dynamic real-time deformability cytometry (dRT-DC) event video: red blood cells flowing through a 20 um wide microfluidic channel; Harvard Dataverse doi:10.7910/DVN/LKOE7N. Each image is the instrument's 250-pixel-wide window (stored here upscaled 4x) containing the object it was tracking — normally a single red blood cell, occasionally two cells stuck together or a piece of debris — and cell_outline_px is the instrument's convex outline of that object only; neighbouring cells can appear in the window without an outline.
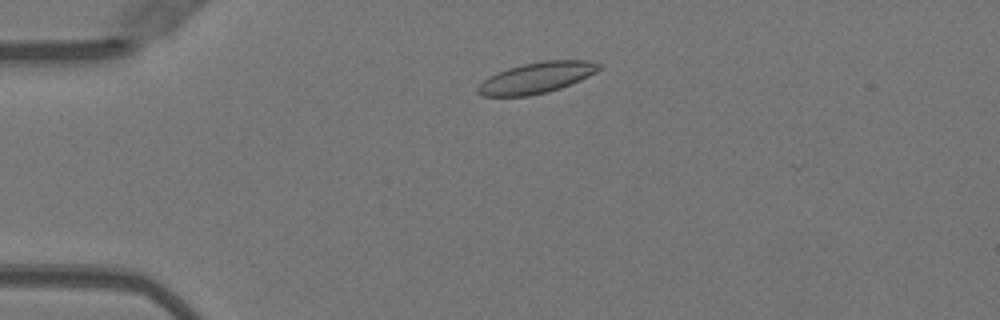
{"species": "Egyptian fruit bat (a non-hibernating species)", "species_latin": "Rousettus aegyptiacus", "temperature_condition": "warm", "stored_images_in_passage": 41, "camera_frame_rate_fps": 3000, "um_per_image_px": 0.085, "animal": {"sex": "female"}, "frame": {"image": 1, "passage_image": 8, "time_ms": 2.333, "image_size_px": [1000, 320], "cell_outline_px": [[600, 68], [596, 72], [580, 80], [560, 88], [548, 92], [528, 96], [484, 96], [476, 92], [476, 88], [488, 76], [496, 72], [508, 68], [524, 64], [544, 60], [588, 60], [600, 64]], "centroid_in_image_um": [45.58, 6.61], "position_along_channel_um": 39.4, "area_um2": 21.79}}
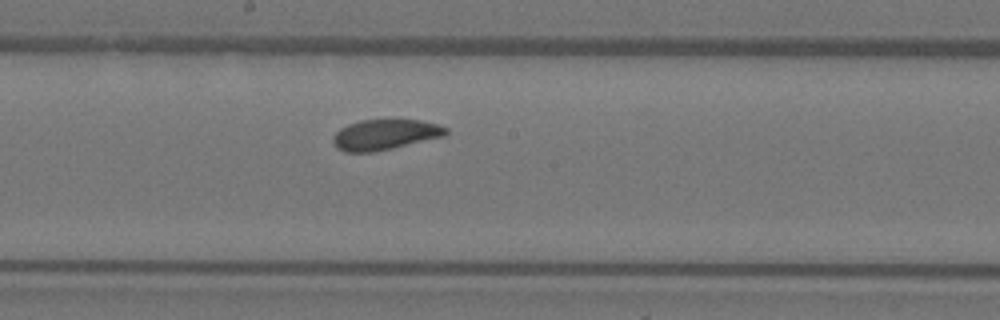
{"frame": {"image": 2, "passage_image": 24, "time_ms": 7.667, "image_size_px": [1000, 320], "cell_outline_px": [[448, 132], [444, 136], [392, 148], [372, 152], [344, 152], [336, 148], [332, 140], [332, 136], [340, 128], [348, 124], [360, 120], [388, 116], [420, 120], [436, 124], [448, 128]], "centroid_in_image_um": [32.7, 11.39], "position_along_channel_um": 215.5, "area_um2": 20.81}}
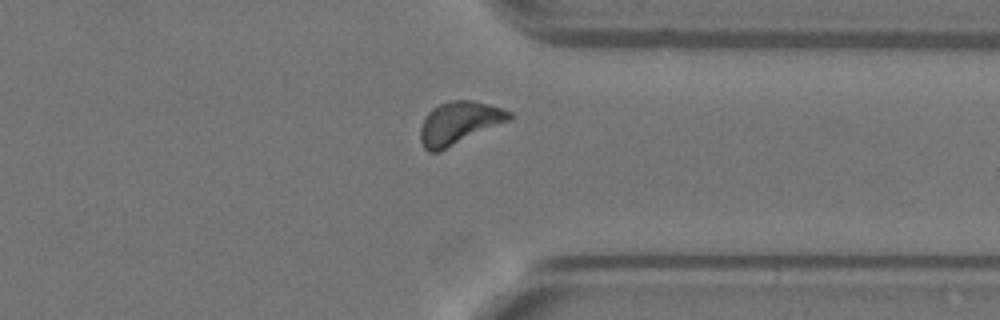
{"frame": {"image": 3, "passage_image": 36, "time_ms": 11.667, "image_size_px": [1000, 320], "cell_outline_px": [[512, 120], [436, 152], [428, 152], [424, 148], [420, 140], [420, 128], [428, 112], [432, 108], [448, 100], [472, 100], [488, 104], [512, 112]], "centroid_in_image_um": [39.03, 10.44], "position_along_channel_um": 372.4, "area_um2": 21.96}}